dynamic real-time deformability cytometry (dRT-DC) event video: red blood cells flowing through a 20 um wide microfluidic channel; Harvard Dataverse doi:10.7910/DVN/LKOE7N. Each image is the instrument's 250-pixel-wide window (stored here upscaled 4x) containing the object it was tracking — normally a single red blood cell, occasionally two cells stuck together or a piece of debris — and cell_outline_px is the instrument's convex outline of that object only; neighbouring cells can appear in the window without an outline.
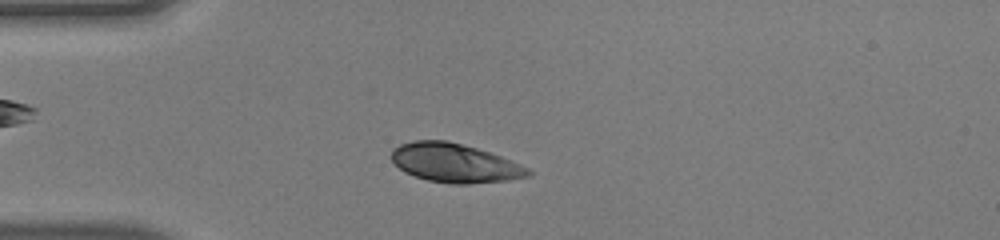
{"species": "human", "species_latin": "Homo sapiens", "temperature_condition": "warm", "stored_images_in_passage": 44, "camera_frame_rate_fps": 3000, "um_per_image_px": 0.085, "donor": {"sex": "male"}, "frame": {"image": 1, "passage_image": 8, "time_ms": 2.333, "image_size_px": [1000, 240], "cell_outline_px": [[532, 176], [508, 180], [468, 184], [448, 184], [428, 180], [404, 172], [392, 160], [392, 148], [400, 144], [412, 140], [444, 140], [476, 148], [500, 156], [520, 164], [528, 168], [532, 172]], "centroid_in_image_um": [38.65, 13.86], "position_along_channel_um": 46.3, "area_um2": 30.87}}
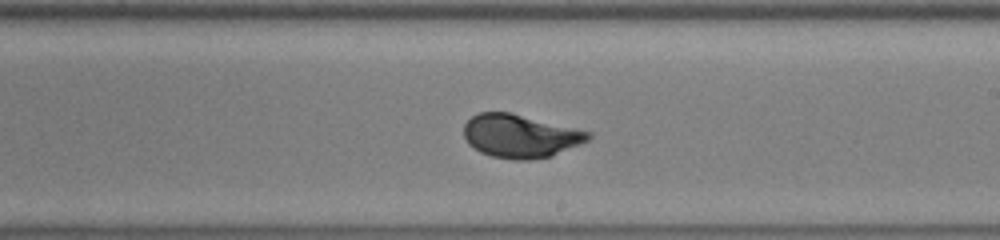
{"frame": {"image": 2, "passage_image": 24, "time_ms": 7.667, "image_size_px": [1000, 240], "cell_outline_px": [[592, 136], [588, 140], [552, 156], [528, 160], [512, 160], [492, 156], [480, 152], [468, 144], [464, 136], [464, 124], [472, 116], [480, 112], [512, 112], [592, 132]], "centroid_in_image_um": [44.21, 11.56], "position_along_channel_um": 244.8, "area_um2": 31.5}}
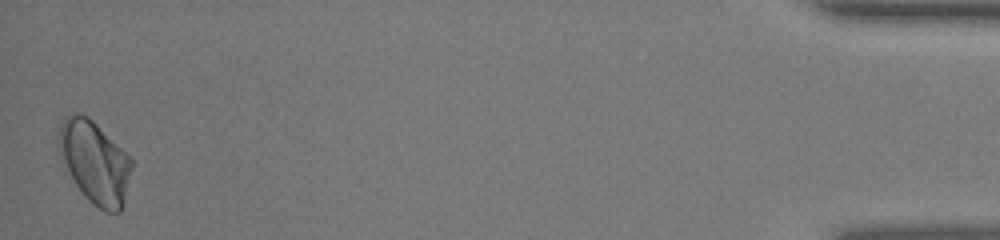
{"frame": {"image": 3, "passage_image": 44, "time_ms": 14.333, "image_size_px": [1000, 240], "cell_outline_px": [[132, 168], [124, 204], [120, 212], [104, 212], [88, 200], [76, 184], [56, 144], [56, 136], [60, 124], [64, 116], [72, 112], [76, 112], [88, 116], [132, 156]], "centroid_in_image_um": [8.07, 13.74], "position_along_channel_um": 427.1, "area_um2": 35.26}, "authors_computed_cell_mechanics": {"area_um2": 31.1831, "velocity_mm_per_s": 4.0932, "shape_relaxation_time_tau1_ms": 3.2922, "shape_relaxation_time_tau2_ms": null, "deformation_change_tau1": 0.1617, "deformation_change_tau2": null}}